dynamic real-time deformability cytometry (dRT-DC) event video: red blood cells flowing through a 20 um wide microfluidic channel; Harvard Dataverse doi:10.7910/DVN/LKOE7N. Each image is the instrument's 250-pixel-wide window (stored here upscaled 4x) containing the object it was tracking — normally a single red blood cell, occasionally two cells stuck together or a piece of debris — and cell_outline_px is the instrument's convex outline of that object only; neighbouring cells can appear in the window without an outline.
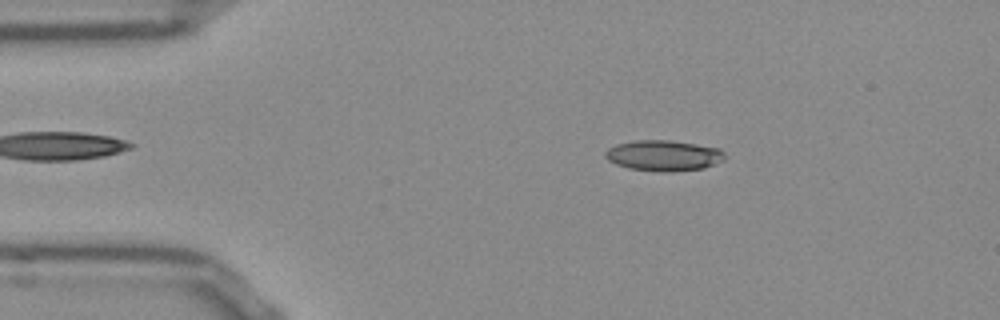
{"species": "Egyptian fruit bat (a non-hibernating species)", "species_latin": "Rousettus aegyptiacus", "temperature_condition": "room temperature", "stored_images_in_passage": 40, "camera_frame_rate_fps": 3000, "um_per_image_px": 0.085, "frame": {"image": 1, "passage_image": 4, "time_ms": 1.0, "image_size_px": [1000, 320], "cell_outline_px": [[724, 160], [704, 168], [628, 168], [616, 164], [608, 160], [604, 156], [604, 152], [608, 148], [616, 144], [636, 140], [668, 140], [696, 144], [720, 148], [724, 152]], "centroid_in_image_um": [56.38, 13.15], "position_along_channel_um": 28.6, "area_um2": 20.23}}
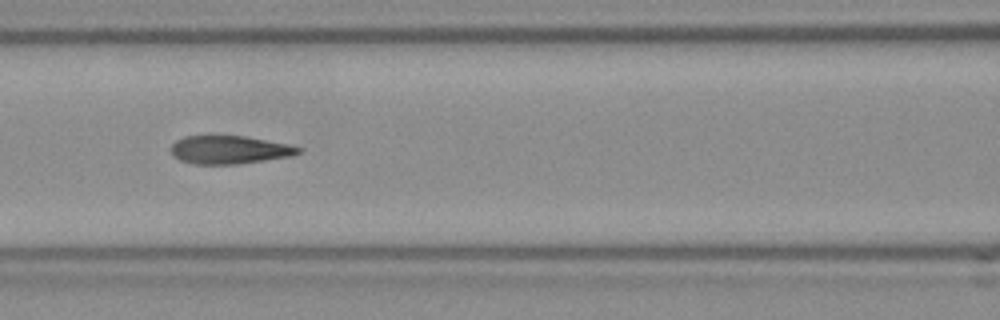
{"frame": {"image": 2, "passage_image": 17, "time_ms": 5.333, "image_size_px": [1000, 320], "cell_outline_px": [[300, 152], [292, 156], [236, 164], [192, 164], [180, 160], [172, 156], [172, 144], [176, 140], [184, 136], [244, 136], [288, 144], [300, 148]], "centroid_in_image_um": [19.46, 12.73], "position_along_channel_um": 147.1, "area_um2": 20.75}}
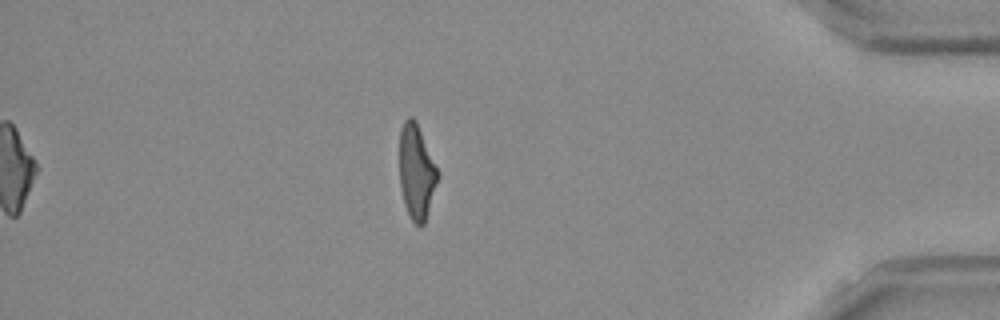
{"frame": {"image": 3, "passage_image": 40, "time_ms": 13.0, "image_size_px": [1000, 320], "cell_outline_px": [[440, 176], [424, 224], [420, 228], [412, 220], [404, 204], [400, 188], [400, 128], [404, 120], [408, 116], [412, 116], [416, 120]], "centroid_in_image_um": [35.4, 14.61], "position_along_channel_um": 399.8, "area_um2": 21.1}, "authors_computed_cell_mechanics": {"area_um2": 21.7039, "velocity_mm_per_s": 3.8577, "shape_relaxation_time_tau1_ms": 6.3647, "shape_relaxation_time_tau2_ms": 1.4938, "deformation_change_tau1": 0.2045, "deformation_change_tau2": 0.0842}}